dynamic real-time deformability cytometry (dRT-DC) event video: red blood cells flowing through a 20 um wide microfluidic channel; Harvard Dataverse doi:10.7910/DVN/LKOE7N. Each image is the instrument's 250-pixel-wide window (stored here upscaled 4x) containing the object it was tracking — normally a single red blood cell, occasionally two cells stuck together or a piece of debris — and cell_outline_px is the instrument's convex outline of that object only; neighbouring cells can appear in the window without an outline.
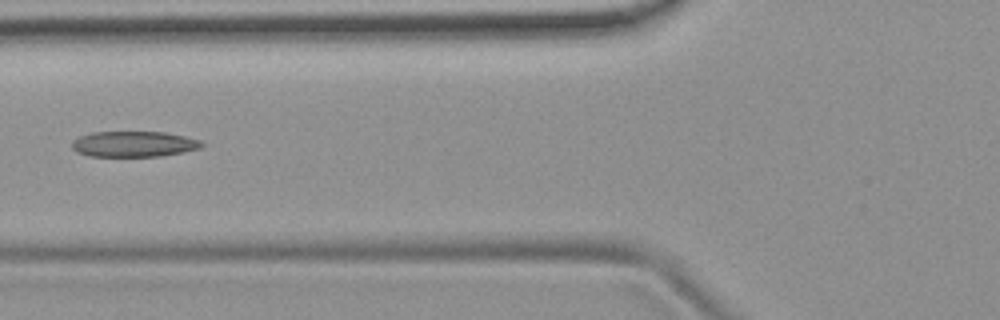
{"species": "common noctule bat (a hibernating species)", "species_latin": "Nyctalus noctula", "temperature_condition": "room temperature", "stored_images_in_passage": 6, "camera_frame_rate_fps": 3000, "um_per_image_px": 0.085, "animal": {"sex": "female", "body_mass_g": 19.9}, "frame": {"image": 1, "passage_image": 6, "time_ms": 1.667, "image_size_px": [1000, 320], "cell_outline_px": [[204, 144], [200, 148], [184, 152], [160, 156], [88, 156], [76, 152], [72, 148], [72, 140], [80, 136], [92, 132], [164, 132], [184, 136], [200, 140]], "centroid_in_image_um": [11.36, 12.24], "position_along_channel_um": 114.4, "area_um2": 19.42}}